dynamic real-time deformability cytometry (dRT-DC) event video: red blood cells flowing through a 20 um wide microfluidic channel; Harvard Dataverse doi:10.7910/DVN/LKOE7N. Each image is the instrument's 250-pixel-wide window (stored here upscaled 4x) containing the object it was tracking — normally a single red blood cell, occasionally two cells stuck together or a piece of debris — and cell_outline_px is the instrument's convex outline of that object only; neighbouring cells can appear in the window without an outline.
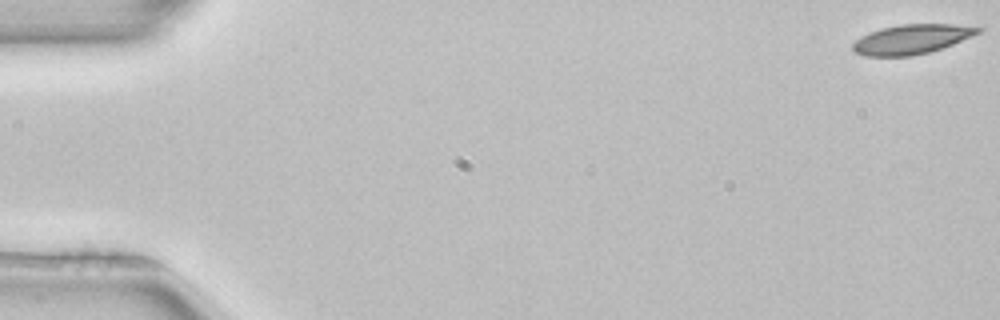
{"species": "common noctule bat (a hibernating species)", "species_latin": "Nyctalus noctula", "temperature_condition": "room temperature", "stored_images_in_passage": 15, "camera_frame_rate_fps": 3000, "um_per_image_px": 0.085, "animal": {"sex": "female", "body_mass_g": 22.7, "forearm_length_mm": 54.2}, "frame": {"image": 1, "passage_image": 1, "time_ms": 0.0, "image_size_px": [1000, 320], "cell_outline_px": [[984, 28], [980, 32], [952, 44], [928, 52], [912, 56], [864, 56], [856, 52], [852, 48], [852, 44], [856, 40], [868, 32], [880, 28], [900, 24], [952, 24]], "centroid_in_image_um": [77.45, 3.33], "position_along_channel_um": 7.6, "area_um2": 21.39}}
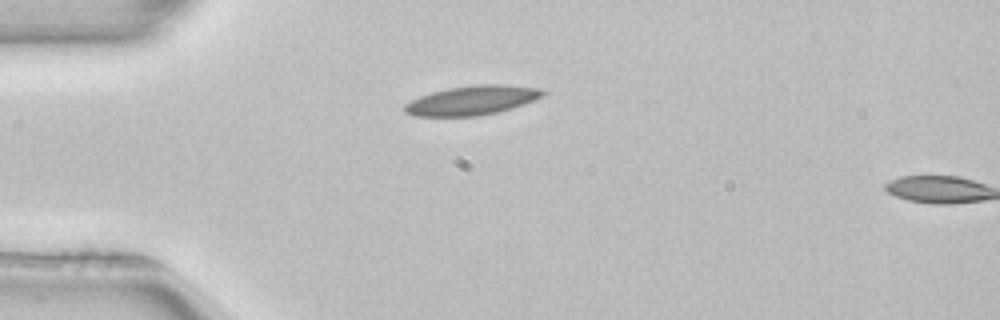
{"frame": {"image": 2, "passage_image": 14, "time_ms": 4.333, "image_size_px": [1000, 320], "cell_outline_px": [[548, 92], [544, 96], [536, 100], [512, 108], [496, 112], [476, 116], [412, 116], [404, 112], [404, 104], [420, 96], [432, 92], [448, 88], [476, 84], [504, 84], [540, 88]], "centroid_in_image_um": [40.16, 8.52], "position_along_channel_um": 44.8, "area_um2": 23.76}}